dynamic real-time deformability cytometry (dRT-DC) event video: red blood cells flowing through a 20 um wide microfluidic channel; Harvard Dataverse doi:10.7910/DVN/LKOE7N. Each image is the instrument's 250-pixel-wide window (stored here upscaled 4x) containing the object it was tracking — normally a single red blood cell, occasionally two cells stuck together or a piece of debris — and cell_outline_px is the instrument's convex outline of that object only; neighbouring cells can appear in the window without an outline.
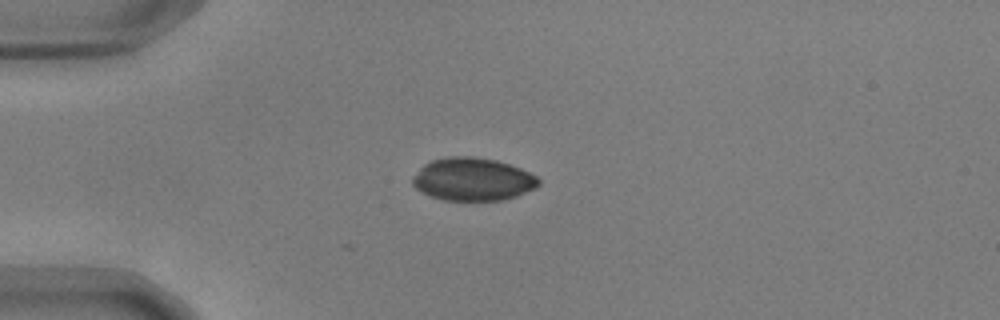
{"species": "common noctule bat (a hibernating species)", "species_latin": "Nyctalus noctula", "temperature_condition": "warm", "stored_images_in_passage": 17, "camera_frame_rate_fps": 3000, "um_per_image_px": 0.085, "animal": {"sex": "male", "body_mass_g": 17.9, "forearm_length_mm": 54.2}, "frame": {"image": 1, "passage_image": 14, "time_ms": 4.333, "image_size_px": [1000, 320], "cell_outline_px": [[540, 184], [536, 188], [516, 196], [504, 200], [444, 200], [420, 192], [412, 184], [412, 176], [424, 164], [432, 160], [448, 156], [472, 156], [496, 160], [520, 168], [536, 176], [540, 180]], "centroid_in_image_um": [40.17, 15.23], "position_along_channel_um": 44.8, "area_um2": 31.56}}